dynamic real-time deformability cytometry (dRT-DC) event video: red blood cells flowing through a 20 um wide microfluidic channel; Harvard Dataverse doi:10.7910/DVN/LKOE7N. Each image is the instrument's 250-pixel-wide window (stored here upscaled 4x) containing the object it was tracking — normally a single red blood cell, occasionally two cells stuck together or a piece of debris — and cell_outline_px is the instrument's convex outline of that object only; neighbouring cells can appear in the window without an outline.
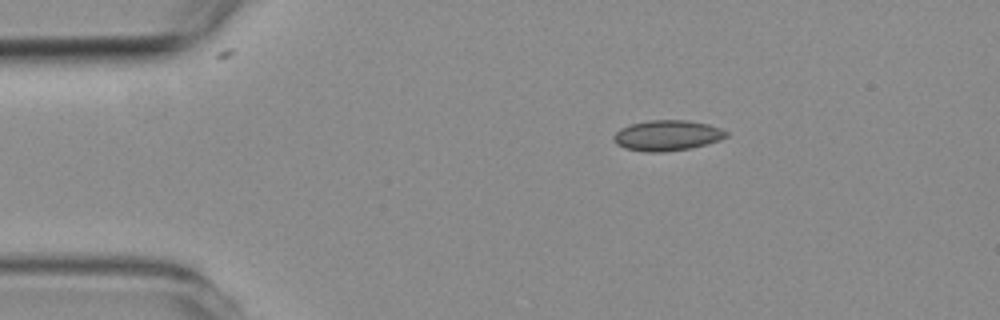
{"species": "common noctule bat (a hibernating species)", "species_latin": "Nyctalus noctula", "temperature_condition": "room temperature", "stored_images_in_passage": 3, "camera_frame_rate_fps": 3000, "um_per_image_px": 0.085, "animal": {"sex": "female", "body_mass_g": 19.3, "forearm_length_mm": 54.1}, "frame": {"image": 1, "passage_image": 1, "time_ms": 0.0, "image_size_px": [1000, 320], "cell_outline_px": [[728, 136], [720, 140], [708, 144], [692, 148], [664, 152], [644, 152], [624, 148], [616, 144], [612, 140], [612, 136], [620, 128], [632, 124], [648, 120], [688, 120], [708, 124], [720, 128], [728, 132]], "centroid_in_image_um": [56.7, 11.52], "position_along_channel_um": 28.3, "area_um2": 20.29}}